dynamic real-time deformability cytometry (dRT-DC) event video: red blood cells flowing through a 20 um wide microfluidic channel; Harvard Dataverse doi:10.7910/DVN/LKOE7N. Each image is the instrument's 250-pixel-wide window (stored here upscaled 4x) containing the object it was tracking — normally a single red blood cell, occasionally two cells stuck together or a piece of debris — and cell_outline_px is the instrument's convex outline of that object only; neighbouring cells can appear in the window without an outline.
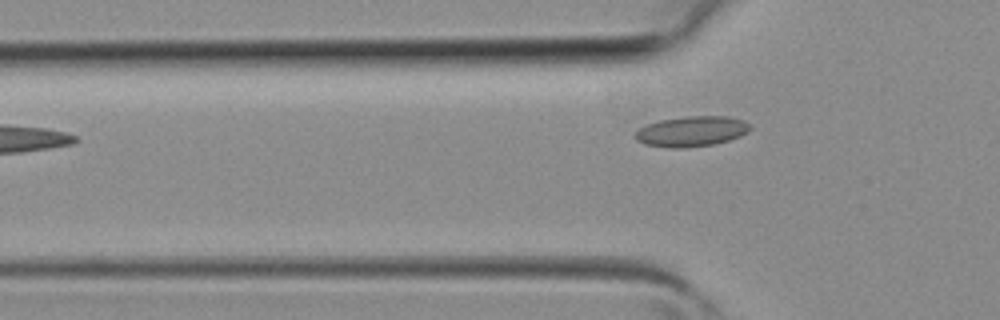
{"species": "common noctule bat (a hibernating species)", "species_latin": "Nyctalus noctula", "temperature_condition": "room temperature", "stored_images_in_passage": 4, "camera_frame_rate_fps": 3000, "um_per_image_px": 0.085, "animal": {"sex": "female", "body_mass_g": 19.3, "forearm_length_mm": 54.1}, "frame": {"image": 1, "passage_image": 3, "time_ms": 0.667, "image_size_px": [1000, 320], "cell_outline_px": [[752, 128], [748, 132], [740, 136], [728, 140], [712, 144], [680, 148], [668, 148], [644, 144], [636, 140], [632, 136], [640, 128], [648, 124], [660, 120], [688, 116], [728, 116], [744, 120]], "centroid_in_image_um": [58.77, 11.16], "position_along_channel_um": 67.0, "area_um2": 20.29}}